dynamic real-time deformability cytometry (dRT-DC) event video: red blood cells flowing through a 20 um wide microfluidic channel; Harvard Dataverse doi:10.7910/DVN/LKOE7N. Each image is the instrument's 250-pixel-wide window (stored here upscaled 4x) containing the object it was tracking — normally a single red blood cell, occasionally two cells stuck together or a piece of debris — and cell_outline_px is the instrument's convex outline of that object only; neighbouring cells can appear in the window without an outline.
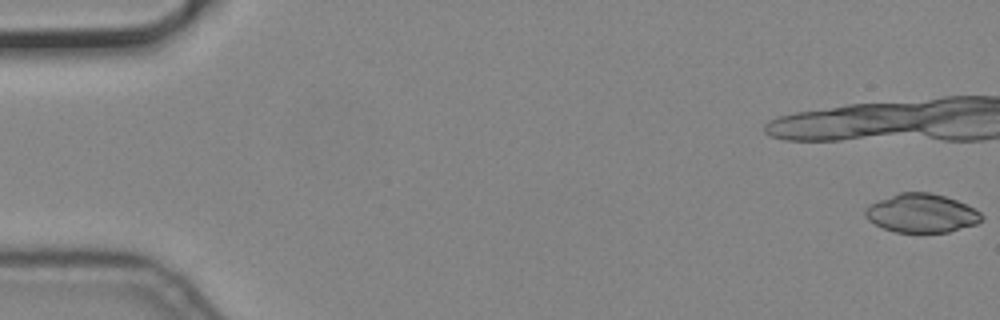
{"species": "common noctule bat (a hibernating species)", "species_latin": "Nyctalus noctula", "temperature_condition": "cold", "stored_images_in_passage": 50, "camera_frame_rate_fps": 3000, "um_per_image_px": 0.085, "animal": {"sex": "male", "body_mass_g": 19.2, "forearm_length_mm": 51.8}, "frame": {"image": 1, "passage_image": 1, "time_ms": 0.0, "image_size_px": [1000, 320], "cell_outline_px": [[984, 220], [976, 224], [948, 232], [896, 232], [884, 228], [868, 220], [864, 216], [864, 208], [868, 204], [900, 192], [928, 192], [944, 196], [956, 200], [980, 212], [984, 216]], "centroid_in_image_um": [78.31, 18.12], "position_along_channel_um": 6.7, "area_um2": 26.18}}